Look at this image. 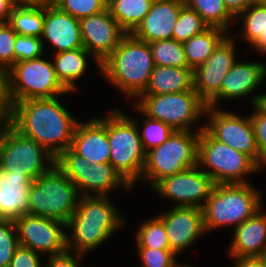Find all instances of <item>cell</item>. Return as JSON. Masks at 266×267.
<instances>
[{
	"instance_id": "4316f807",
	"label": "cell",
	"mask_w": 266,
	"mask_h": 267,
	"mask_svg": "<svg viewBox=\"0 0 266 267\" xmlns=\"http://www.w3.org/2000/svg\"><path fill=\"white\" fill-rule=\"evenodd\" d=\"M236 19L242 23L241 33L237 34L241 40L243 38L260 55H266V6L252 2Z\"/></svg>"
},
{
	"instance_id": "7c38bea8",
	"label": "cell",
	"mask_w": 266,
	"mask_h": 267,
	"mask_svg": "<svg viewBox=\"0 0 266 267\" xmlns=\"http://www.w3.org/2000/svg\"><path fill=\"white\" fill-rule=\"evenodd\" d=\"M42 57L17 62L8 70L13 103L71 93L58 80L52 61Z\"/></svg>"
},
{
	"instance_id": "5b68a950",
	"label": "cell",
	"mask_w": 266,
	"mask_h": 267,
	"mask_svg": "<svg viewBox=\"0 0 266 267\" xmlns=\"http://www.w3.org/2000/svg\"><path fill=\"white\" fill-rule=\"evenodd\" d=\"M138 120L114 108L108 113L109 163L134 187L146 162Z\"/></svg>"
},
{
	"instance_id": "3957f363",
	"label": "cell",
	"mask_w": 266,
	"mask_h": 267,
	"mask_svg": "<svg viewBox=\"0 0 266 267\" xmlns=\"http://www.w3.org/2000/svg\"><path fill=\"white\" fill-rule=\"evenodd\" d=\"M154 66L150 44L126 34L99 71L124 96L135 100L145 90Z\"/></svg>"
},
{
	"instance_id": "c3c4849f",
	"label": "cell",
	"mask_w": 266,
	"mask_h": 267,
	"mask_svg": "<svg viewBox=\"0 0 266 267\" xmlns=\"http://www.w3.org/2000/svg\"><path fill=\"white\" fill-rule=\"evenodd\" d=\"M16 5H44L51 3L52 0H13Z\"/></svg>"
},
{
	"instance_id": "d6a6232c",
	"label": "cell",
	"mask_w": 266,
	"mask_h": 267,
	"mask_svg": "<svg viewBox=\"0 0 266 267\" xmlns=\"http://www.w3.org/2000/svg\"><path fill=\"white\" fill-rule=\"evenodd\" d=\"M135 235L138 248L171 249L163 220L158 215L144 220Z\"/></svg>"
},
{
	"instance_id": "f6af8a7d",
	"label": "cell",
	"mask_w": 266,
	"mask_h": 267,
	"mask_svg": "<svg viewBox=\"0 0 266 267\" xmlns=\"http://www.w3.org/2000/svg\"><path fill=\"white\" fill-rule=\"evenodd\" d=\"M232 261L233 267H266V256L233 258Z\"/></svg>"
},
{
	"instance_id": "603a6c76",
	"label": "cell",
	"mask_w": 266,
	"mask_h": 267,
	"mask_svg": "<svg viewBox=\"0 0 266 267\" xmlns=\"http://www.w3.org/2000/svg\"><path fill=\"white\" fill-rule=\"evenodd\" d=\"M228 255L233 258L266 256V212L262 209L233 230Z\"/></svg>"
},
{
	"instance_id": "7402d4cb",
	"label": "cell",
	"mask_w": 266,
	"mask_h": 267,
	"mask_svg": "<svg viewBox=\"0 0 266 267\" xmlns=\"http://www.w3.org/2000/svg\"><path fill=\"white\" fill-rule=\"evenodd\" d=\"M184 5L181 0H154L148 14L131 34L148 43L172 39L173 29Z\"/></svg>"
},
{
	"instance_id": "7dc6e473",
	"label": "cell",
	"mask_w": 266,
	"mask_h": 267,
	"mask_svg": "<svg viewBox=\"0 0 266 267\" xmlns=\"http://www.w3.org/2000/svg\"><path fill=\"white\" fill-rule=\"evenodd\" d=\"M15 5L13 0H0V24L9 23Z\"/></svg>"
},
{
	"instance_id": "1f68e13d",
	"label": "cell",
	"mask_w": 266,
	"mask_h": 267,
	"mask_svg": "<svg viewBox=\"0 0 266 267\" xmlns=\"http://www.w3.org/2000/svg\"><path fill=\"white\" fill-rule=\"evenodd\" d=\"M150 44L155 66L189 68L183 44L174 39L159 40Z\"/></svg>"
},
{
	"instance_id": "bcb514c9",
	"label": "cell",
	"mask_w": 266,
	"mask_h": 267,
	"mask_svg": "<svg viewBox=\"0 0 266 267\" xmlns=\"http://www.w3.org/2000/svg\"><path fill=\"white\" fill-rule=\"evenodd\" d=\"M228 12L236 19L244 13L252 3V0H223Z\"/></svg>"
},
{
	"instance_id": "e0dca14e",
	"label": "cell",
	"mask_w": 266,
	"mask_h": 267,
	"mask_svg": "<svg viewBox=\"0 0 266 267\" xmlns=\"http://www.w3.org/2000/svg\"><path fill=\"white\" fill-rule=\"evenodd\" d=\"M235 49L229 33L206 62L194 70V90L206 104L220 91L224 77L237 62Z\"/></svg>"
},
{
	"instance_id": "d6986e66",
	"label": "cell",
	"mask_w": 266,
	"mask_h": 267,
	"mask_svg": "<svg viewBox=\"0 0 266 267\" xmlns=\"http://www.w3.org/2000/svg\"><path fill=\"white\" fill-rule=\"evenodd\" d=\"M158 216L163 220L171 251L176 255L193 245L202 234H206L201 208L172 206L169 211Z\"/></svg>"
},
{
	"instance_id": "681fc988",
	"label": "cell",
	"mask_w": 266,
	"mask_h": 267,
	"mask_svg": "<svg viewBox=\"0 0 266 267\" xmlns=\"http://www.w3.org/2000/svg\"><path fill=\"white\" fill-rule=\"evenodd\" d=\"M255 106L264 114H266V94H259Z\"/></svg>"
},
{
	"instance_id": "f1b7e54d",
	"label": "cell",
	"mask_w": 266,
	"mask_h": 267,
	"mask_svg": "<svg viewBox=\"0 0 266 267\" xmlns=\"http://www.w3.org/2000/svg\"><path fill=\"white\" fill-rule=\"evenodd\" d=\"M154 0H108V8L119 26L131 34L148 14Z\"/></svg>"
},
{
	"instance_id": "9a60e30c",
	"label": "cell",
	"mask_w": 266,
	"mask_h": 267,
	"mask_svg": "<svg viewBox=\"0 0 266 267\" xmlns=\"http://www.w3.org/2000/svg\"><path fill=\"white\" fill-rule=\"evenodd\" d=\"M19 245L41 255H55L66 251L67 224L42 216L23 214L15 218Z\"/></svg>"
},
{
	"instance_id": "e575fe53",
	"label": "cell",
	"mask_w": 266,
	"mask_h": 267,
	"mask_svg": "<svg viewBox=\"0 0 266 267\" xmlns=\"http://www.w3.org/2000/svg\"><path fill=\"white\" fill-rule=\"evenodd\" d=\"M52 3L61 11L79 20L108 8V0H52Z\"/></svg>"
},
{
	"instance_id": "f35d334b",
	"label": "cell",
	"mask_w": 266,
	"mask_h": 267,
	"mask_svg": "<svg viewBox=\"0 0 266 267\" xmlns=\"http://www.w3.org/2000/svg\"><path fill=\"white\" fill-rule=\"evenodd\" d=\"M141 267H177V255L171 249L137 248Z\"/></svg>"
},
{
	"instance_id": "4fadbf2b",
	"label": "cell",
	"mask_w": 266,
	"mask_h": 267,
	"mask_svg": "<svg viewBox=\"0 0 266 267\" xmlns=\"http://www.w3.org/2000/svg\"><path fill=\"white\" fill-rule=\"evenodd\" d=\"M205 116L208 117V123L206 122L204 129L214 139L247 154L260 166V154L249 115L241 117L235 111L207 106Z\"/></svg>"
},
{
	"instance_id": "9c48e42d",
	"label": "cell",
	"mask_w": 266,
	"mask_h": 267,
	"mask_svg": "<svg viewBox=\"0 0 266 267\" xmlns=\"http://www.w3.org/2000/svg\"><path fill=\"white\" fill-rule=\"evenodd\" d=\"M198 166L215 184L250 183L247 175L262 169L250 156L217 141L205 129L198 141Z\"/></svg>"
},
{
	"instance_id": "ab89813d",
	"label": "cell",
	"mask_w": 266,
	"mask_h": 267,
	"mask_svg": "<svg viewBox=\"0 0 266 267\" xmlns=\"http://www.w3.org/2000/svg\"><path fill=\"white\" fill-rule=\"evenodd\" d=\"M17 33L9 23L0 24V66L9 70L15 64L14 44Z\"/></svg>"
},
{
	"instance_id": "d4e9b609",
	"label": "cell",
	"mask_w": 266,
	"mask_h": 267,
	"mask_svg": "<svg viewBox=\"0 0 266 267\" xmlns=\"http://www.w3.org/2000/svg\"><path fill=\"white\" fill-rule=\"evenodd\" d=\"M194 90V70L173 66H154L141 94H167Z\"/></svg>"
},
{
	"instance_id": "74e56055",
	"label": "cell",
	"mask_w": 266,
	"mask_h": 267,
	"mask_svg": "<svg viewBox=\"0 0 266 267\" xmlns=\"http://www.w3.org/2000/svg\"><path fill=\"white\" fill-rule=\"evenodd\" d=\"M44 50L40 37L17 34L14 44L15 63L41 57Z\"/></svg>"
},
{
	"instance_id": "f907efd6",
	"label": "cell",
	"mask_w": 266,
	"mask_h": 267,
	"mask_svg": "<svg viewBox=\"0 0 266 267\" xmlns=\"http://www.w3.org/2000/svg\"><path fill=\"white\" fill-rule=\"evenodd\" d=\"M252 2H255V3H258V4L266 6V0H252Z\"/></svg>"
},
{
	"instance_id": "30bf717a",
	"label": "cell",
	"mask_w": 266,
	"mask_h": 267,
	"mask_svg": "<svg viewBox=\"0 0 266 267\" xmlns=\"http://www.w3.org/2000/svg\"><path fill=\"white\" fill-rule=\"evenodd\" d=\"M54 160L43 146L11 124L0 127V171L11 172V175L28 174L35 180L54 165Z\"/></svg>"
},
{
	"instance_id": "277c9868",
	"label": "cell",
	"mask_w": 266,
	"mask_h": 267,
	"mask_svg": "<svg viewBox=\"0 0 266 267\" xmlns=\"http://www.w3.org/2000/svg\"><path fill=\"white\" fill-rule=\"evenodd\" d=\"M260 191L251 183L215 184L203 206L206 232L223 226L238 227L263 207Z\"/></svg>"
},
{
	"instance_id": "ba28073f",
	"label": "cell",
	"mask_w": 266,
	"mask_h": 267,
	"mask_svg": "<svg viewBox=\"0 0 266 267\" xmlns=\"http://www.w3.org/2000/svg\"><path fill=\"white\" fill-rule=\"evenodd\" d=\"M200 131H174L161 145L146 152L141 179L153 187L165 177L198 165Z\"/></svg>"
},
{
	"instance_id": "484cf974",
	"label": "cell",
	"mask_w": 266,
	"mask_h": 267,
	"mask_svg": "<svg viewBox=\"0 0 266 267\" xmlns=\"http://www.w3.org/2000/svg\"><path fill=\"white\" fill-rule=\"evenodd\" d=\"M53 55L52 64L58 80L69 92L74 93L78 89L75 82L85 75L87 58L92 55L84 47Z\"/></svg>"
},
{
	"instance_id": "d590c367",
	"label": "cell",
	"mask_w": 266,
	"mask_h": 267,
	"mask_svg": "<svg viewBox=\"0 0 266 267\" xmlns=\"http://www.w3.org/2000/svg\"><path fill=\"white\" fill-rule=\"evenodd\" d=\"M144 116L143 129L141 131V128H139V133L143 148L148 152L166 141L174 130L164 122L148 118L146 115Z\"/></svg>"
},
{
	"instance_id": "836d02e7",
	"label": "cell",
	"mask_w": 266,
	"mask_h": 267,
	"mask_svg": "<svg viewBox=\"0 0 266 267\" xmlns=\"http://www.w3.org/2000/svg\"><path fill=\"white\" fill-rule=\"evenodd\" d=\"M207 28L208 25L197 12L184 5L179 12L178 20L173 29L172 39L184 43Z\"/></svg>"
},
{
	"instance_id": "cb8c5ba5",
	"label": "cell",
	"mask_w": 266,
	"mask_h": 267,
	"mask_svg": "<svg viewBox=\"0 0 266 267\" xmlns=\"http://www.w3.org/2000/svg\"><path fill=\"white\" fill-rule=\"evenodd\" d=\"M32 181L28 174L11 175V172L0 171V218L14 220L28 213V195Z\"/></svg>"
},
{
	"instance_id": "52a82bcc",
	"label": "cell",
	"mask_w": 266,
	"mask_h": 267,
	"mask_svg": "<svg viewBox=\"0 0 266 267\" xmlns=\"http://www.w3.org/2000/svg\"><path fill=\"white\" fill-rule=\"evenodd\" d=\"M133 106L141 115L164 122L174 131L204 129V125L196 130L193 129L195 122L202 120V117L204 119L207 107L195 90L167 94H140Z\"/></svg>"
},
{
	"instance_id": "6da1fadb",
	"label": "cell",
	"mask_w": 266,
	"mask_h": 267,
	"mask_svg": "<svg viewBox=\"0 0 266 267\" xmlns=\"http://www.w3.org/2000/svg\"><path fill=\"white\" fill-rule=\"evenodd\" d=\"M78 121L57 96L14 103L11 125L56 157L71 147Z\"/></svg>"
},
{
	"instance_id": "ac0fdd59",
	"label": "cell",
	"mask_w": 266,
	"mask_h": 267,
	"mask_svg": "<svg viewBox=\"0 0 266 267\" xmlns=\"http://www.w3.org/2000/svg\"><path fill=\"white\" fill-rule=\"evenodd\" d=\"M245 60H237L224 77L220 91L206 104L207 106L217 107V102L221 100L241 99L248 96V94L251 96L249 97L251 99L250 105H255L259 94L253 96L255 94L252 92H255L258 86L265 81L266 63Z\"/></svg>"
},
{
	"instance_id": "44dd1931",
	"label": "cell",
	"mask_w": 266,
	"mask_h": 267,
	"mask_svg": "<svg viewBox=\"0 0 266 267\" xmlns=\"http://www.w3.org/2000/svg\"><path fill=\"white\" fill-rule=\"evenodd\" d=\"M41 39L44 48L46 46L44 42L46 44L48 42L54 48V53L82 48L80 21L61 11L52 2L45 4Z\"/></svg>"
},
{
	"instance_id": "60d3db41",
	"label": "cell",
	"mask_w": 266,
	"mask_h": 267,
	"mask_svg": "<svg viewBox=\"0 0 266 267\" xmlns=\"http://www.w3.org/2000/svg\"><path fill=\"white\" fill-rule=\"evenodd\" d=\"M14 103L10 95L8 70L0 66V127L11 124Z\"/></svg>"
},
{
	"instance_id": "2e32d148",
	"label": "cell",
	"mask_w": 266,
	"mask_h": 267,
	"mask_svg": "<svg viewBox=\"0 0 266 267\" xmlns=\"http://www.w3.org/2000/svg\"><path fill=\"white\" fill-rule=\"evenodd\" d=\"M83 47L95 59L97 67L114 51L127 34L112 17L109 8L79 20Z\"/></svg>"
},
{
	"instance_id": "8d00e7d4",
	"label": "cell",
	"mask_w": 266,
	"mask_h": 267,
	"mask_svg": "<svg viewBox=\"0 0 266 267\" xmlns=\"http://www.w3.org/2000/svg\"><path fill=\"white\" fill-rule=\"evenodd\" d=\"M18 246L19 241L14 221L0 218V267H9Z\"/></svg>"
},
{
	"instance_id": "7a4b0ae2",
	"label": "cell",
	"mask_w": 266,
	"mask_h": 267,
	"mask_svg": "<svg viewBox=\"0 0 266 267\" xmlns=\"http://www.w3.org/2000/svg\"><path fill=\"white\" fill-rule=\"evenodd\" d=\"M125 218L108 196H80L67 223V248L86 256L124 226Z\"/></svg>"
},
{
	"instance_id": "f546056e",
	"label": "cell",
	"mask_w": 266,
	"mask_h": 267,
	"mask_svg": "<svg viewBox=\"0 0 266 267\" xmlns=\"http://www.w3.org/2000/svg\"><path fill=\"white\" fill-rule=\"evenodd\" d=\"M45 18L44 5H15L10 15L9 24L22 36L40 37L43 34Z\"/></svg>"
},
{
	"instance_id": "7bdbcfd3",
	"label": "cell",
	"mask_w": 266,
	"mask_h": 267,
	"mask_svg": "<svg viewBox=\"0 0 266 267\" xmlns=\"http://www.w3.org/2000/svg\"><path fill=\"white\" fill-rule=\"evenodd\" d=\"M42 255L32 249L19 245L12 257L9 267H44ZM43 265V266H42Z\"/></svg>"
},
{
	"instance_id": "ee69618b",
	"label": "cell",
	"mask_w": 266,
	"mask_h": 267,
	"mask_svg": "<svg viewBox=\"0 0 266 267\" xmlns=\"http://www.w3.org/2000/svg\"><path fill=\"white\" fill-rule=\"evenodd\" d=\"M71 252L67 249L62 253L49 256L44 267H79V260L81 262L85 256Z\"/></svg>"
},
{
	"instance_id": "8992f818",
	"label": "cell",
	"mask_w": 266,
	"mask_h": 267,
	"mask_svg": "<svg viewBox=\"0 0 266 267\" xmlns=\"http://www.w3.org/2000/svg\"><path fill=\"white\" fill-rule=\"evenodd\" d=\"M80 194L76 185L54 164L29 187L28 214L68 223Z\"/></svg>"
},
{
	"instance_id": "ffe728a7",
	"label": "cell",
	"mask_w": 266,
	"mask_h": 267,
	"mask_svg": "<svg viewBox=\"0 0 266 267\" xmlns=\"http://www.w3.org/2000/svg\"><path fill=\"white\" fill-rule=\"evenodd\" d=\"M76 154L92 164L109 163L108 113L104 117H92L78 121L70 147Z\"/></svg>"
},
{
	"instance_id": "816d5d0a",
	"label": "cell",
	"mask_w": 266,
	"mask_h": 267,
	"mask_svg": "<svg viewBox=\"0 0 266 267\" xmlns=\"http://www.w3.org/2000/svg\"><path fill=\"white\" fill-rule=\"evenodd\" d=\"M177 267H192V266H189V265H185L184 263L182 264V263H180ZM195 267V266H194Z\"/></svg>"
},
{
	"instance_id": "83f0119b",
	"label": "cell",
	"mask_w": 266,
	"mask_h": 267,
	"mask_svg": "<svg viewBox=\"0 0 266 267\" xmlns=\"http://www.w3.org/2000/svg\"><path fill=\"white\" fill-rule=\"evenodd\" d=\"M219 27H208L202 33L194 35L183 44L189 68L195 70L204 64L214 49L228 35Z\"/></svg>"
},
{
	"instance_id": "b9f144b4",
	"label": "cell",
	"mask_w": 266,
	"mask_h": 267,
	"mask_svg": "<svg viewBox=\"0 0 266 267\" xmlns=\"http://www.w3.org/2000/svg\"><path fill=\"white\" fill-rule=\"evenodd\" d=\"M254 112L249 115L256 137V143L260 154V167L266 165V114L261 112L255 105Z\"/></svg>"
},
{
	"instance_id": "5bb4252c",
	"label": "cell",
	"mask_w": 266,
	"mask_h": 267,
	"mask_svg": "<svg viewBox=\"0 0 266 267\" xmlns=\"http://www.w3.org/2000/svg\"><path fill=\"white\" fill-rule=\"evenodd\" d=\"M214 186L212 178L197 165L161 179L151 189L161 198L174 202V207L202 209Z\"/></svg>"
},
{
	"instance_id": "8fae6325",
	"label": "cell",
	"mask_w": 266,
	"mask_h": 267,
	"mask_svg": "<svg viewBox=\"0 0 266 267\" xmlns=\"http://www.w3.org/2000/svg\"><path fill=\"white\" fill-rule=\"evenodd\" d=\"M55 165L76 185L80 196H109L114 189L133 187L110 163L92 164L71 148L55 157Z\"/></svg>"
},
{
	"instance_id": "4dcf8cb0",
	"label": "cell",
	"mask_w": 266,
	"mask_h": 267,
	"mask_svg": "<svg viewBox=\"0 0 266 267\" xmlns=\"http://www.w3.org/2000/svg\"><path fill=\"white\" fill-rule=\"evenodd\" d=\"M186 6L195 10L208 25L230 32L235 18L228 12L223 0H184ZM231 22V23H230Z\"/></svg>"
}]
</instances>
